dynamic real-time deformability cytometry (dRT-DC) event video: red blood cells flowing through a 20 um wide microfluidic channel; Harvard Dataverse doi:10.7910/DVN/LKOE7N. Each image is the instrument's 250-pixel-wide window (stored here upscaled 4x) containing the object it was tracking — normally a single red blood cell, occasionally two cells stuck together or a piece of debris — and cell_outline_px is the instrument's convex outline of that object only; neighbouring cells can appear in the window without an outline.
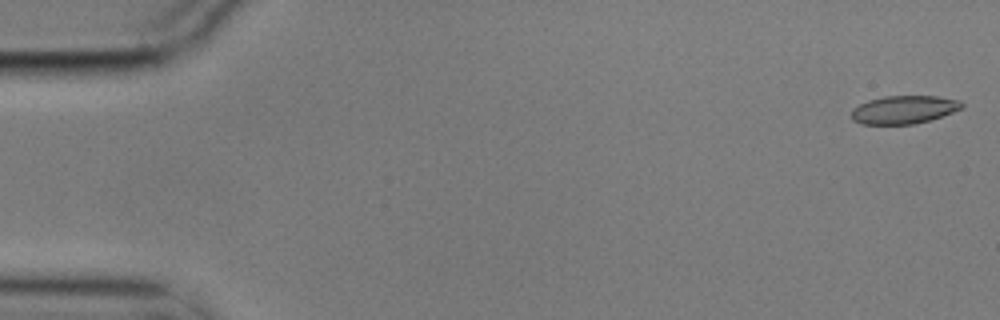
{"species": "common noctule bat (a hibernating species)", "species_latin": "Nyctalus noctula", "temperature_condition": "cold", "stored_images_in_passage": 15, "camera_frame_rate_fps": 3000, "um_per_image_px": 0.085, "animal": {"sex": "male", "body_mass_g": 17.9}, "frame": {"image": 1, "passage_image": 1, "time_ms": 0.0, "image_size_px": [1000, 320], "cell_outline_px": [[964, 108], [916, 124], [860, 124], [852, 120], [852, 108], [868, 100], [884, 96], [936, 96], [960, 100], [964, 104]], "centroid_in_image_um": [76.82, 9.32], "position_along_channel_um": 8.2, "area_um2": 18.09}}
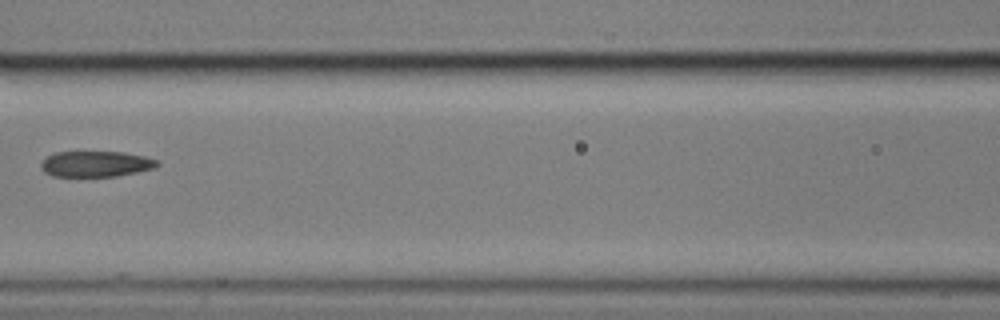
{"frame": {"image": 2, "passage_image": 7, "time_ms": 2.0, "image_size_px": [1000, 320], "cell_outline_px": [[160, 164], [156, 168], [116, 176], [52, 176], [44, 172], [40, 168], [40, 164], [48, 156], [56, 152], [124, 152], [144, 156], [160, 160]], "centroid_in_image_um": [8.18, 13.93], "position_along_channel_um": 158.4, "area_um2": 17.51}}
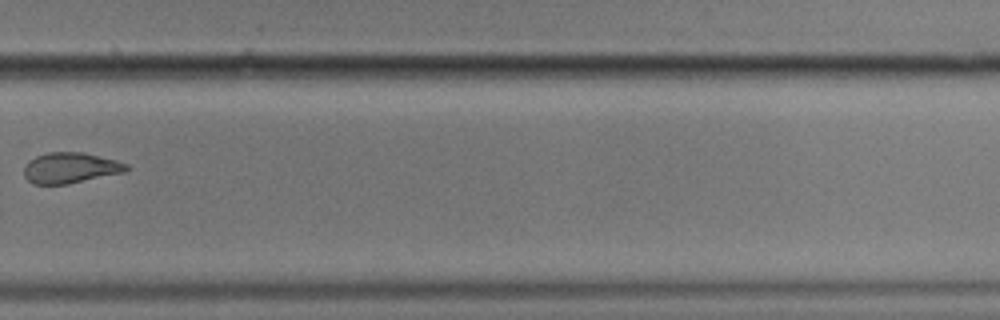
{"frame": {"image": 3, "passage_image": 11, "time_ms": 3.333, "image_size_px": [1000, 320], "cell_outline_px": [[128, 168], [124, 172], [68, 184], [32, 184], [24, 176], [24, 168], [28, 160], [36, 156], [48, 152], [84, 152], [116, 160], [128, 164]], "centroid_in_image_um": [5.96, 14.26], "position_along_channel_um": 323.8, "area_um2": 18.32}}